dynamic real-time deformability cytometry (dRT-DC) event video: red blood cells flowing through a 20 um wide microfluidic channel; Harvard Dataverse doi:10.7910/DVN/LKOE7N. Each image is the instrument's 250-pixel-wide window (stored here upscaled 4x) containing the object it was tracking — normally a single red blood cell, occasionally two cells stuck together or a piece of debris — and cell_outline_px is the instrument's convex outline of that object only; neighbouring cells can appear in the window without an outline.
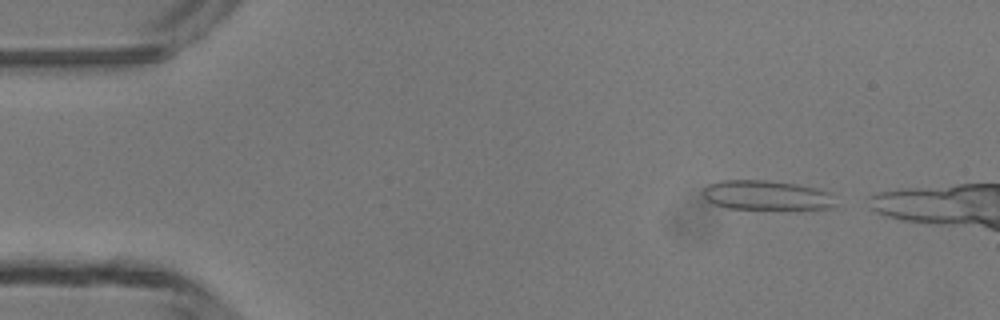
{"species": "common noctule bat (a hibernating species)", "species_latin": "Nyctalus noctula", "temperature_condition": "room temperature", "stored_images_in_passage": 3, "camera_frame_rate_fps": 3000, "um_per_image_px": 0.085, "animal": {"sex": "male", "body_mass_g": 13.3}, "frame": {"image": 1, "passage_image": 1, "time_ms": 0.0, "image_size_px": [1000, 320], "cell_outline_px": [[836, 204], [832, 208], [800, 212], [796, 212], [728, 208], [716, 204], [708, 200], [704, 196], [704, 188], [708, 184], [720, 180], [764, 180], [796, 184], [816, 188], [832, 192]], "centroid_in_image_um": [65.29, 16.66], "position_along_channel_um": 19.7, "area_um2": 24.04}}